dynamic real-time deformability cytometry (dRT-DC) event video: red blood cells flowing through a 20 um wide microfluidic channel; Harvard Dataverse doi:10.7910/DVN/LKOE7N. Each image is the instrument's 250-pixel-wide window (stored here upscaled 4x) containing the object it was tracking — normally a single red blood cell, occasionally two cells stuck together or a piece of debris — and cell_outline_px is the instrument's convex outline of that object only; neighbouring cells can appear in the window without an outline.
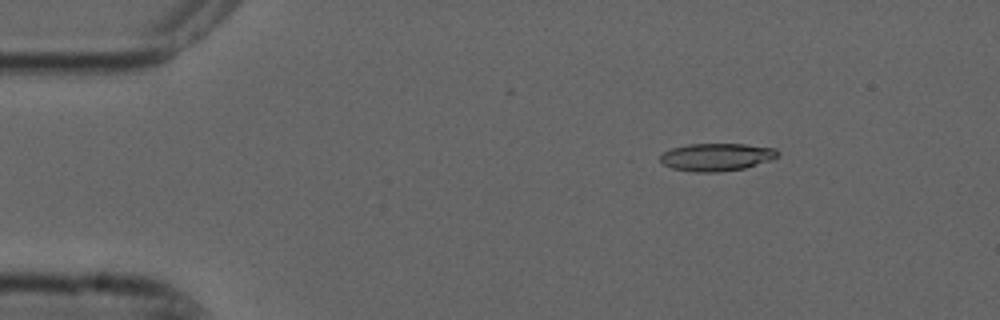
{"species": "common noctule bat (a hibernating species)", "species_latin": "Nyctalus noctula", "temperature_condition": "cold", "stored_images_in_passage": 5, "camera_frame_rate_fps": 3000, "um_per_image_px": 0.085, "animal": {"sex": "male", "forearm_length_mm": 52.5}, "frame": {"image": 1, "passage_image": 1, "time_ms": 0.0, "image_size_px": [1000, 320], "cell_outline_px": [[780, 152], [776, 156], [768, 160], [744, 168], [716, 172], [692, 172], [672, 168], [664, 164], [660, 160], [660, 156], [664, 152], [672, 148], [688, 144], [744, 144], [776, 148]], "centroid_in_image_um": [60.88, 13.34], "position_along_channel_um": 24.1, "area_um2": 18.73}}